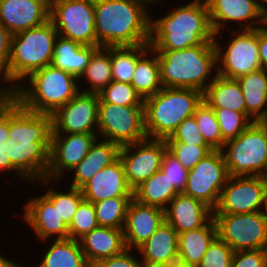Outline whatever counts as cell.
<instances>
[{
  "label": "cell",
  "instance_id": "obj_1",
  "mask_svg": "<svg viewBox=\"0 0 267 267\" xmlns=\"http://www.w3.org/2000/svg\"><path fill=\"white\" fill-rule=\"evenodd\" d=\"M152 0H94L97 47L150 43Z\"/></svg>",
  "mask_w": 267,
  "mask_h": 267
},
{
  "label": "cell",
  "instance_id": "obj_2",
  "mask_svg": "<svg viewBox=\"0 0 267 267\" xmlns=\"http://www.w3.org/2000/svg\"><path fill=\"white\" fill-rule=\"evenodd\" d=\"M214 43L205 0H193L150 23V47L154 50H182Z\"/></svg>",
  "mask_w": 267,
  "mask_h": 267
},
{
  "label": "cell",
  "instance_id": "obj_3",
  "mask_svg": "<svg viewBox=\"0 0 267 267\" xmlns=\"http://www.w3.org/2000/svg\"><path fill=\"white\" fill-rule=\"evenodd\" d=\"M57 36V31L50 20L41 26L12 35L8 65L0 74V81L11 86L3 87L8 94L23 82L27 83L26 79L33 72L51 64Z\"/></svg>",
  "mask_w": 267,
  "mask_h": 267
},
{
  "label": "cell",
  "instance_id": "obj_4",
  "mask_svg": "<svg viewBox=\"0 0 267 267\" xmlns=\"http://www.w3.org/2000/svg\"><path fill=\"white\" fill-rule=\"evenodd\" d=\"M155 51L162 87L192 88L204 93L216 76L211 73L217 69L214 43H203L182 50Z\"/></svg>",
  "mask_w": 267,
  "mask_h": 267
},
{
  "label": "cell",
  "instance_id": "obj_5",
  "mask_svg": "<svg viewBox=\"0 0 267 267\" xmlns=\"http://www.w3.org/2000/svg\"><path fill=\"white\" fill-rule=\"evenodd\" d=\"M203 92L192 88L163 87L144 99L145 132L148 139L166 140L179 124L193 116Z\"/></svg>",
  "mask_w": 267,
  "mask_h": 267
},
{
  "label": "cell",
  "instance_id": "obj_6",
  "mask_svg": "<svg viewBox=\"0 0 267 267\" xmlns=\"http://www.w3.org/2000/svg\"><path fill=\"white\" fill-rule=\"evenodd\" d=\"M27 80V88L23 83L10 95L32 112L52 115L80 92L78 79L52 64L33 72Z\"/></svg>",
  "mask_w": 267,
  "mask_h": 267
},
{
  "label": "cell",
  "instance_id": "obj_7",
  "mask_svg": "<svg viewBox=\"0 0 267 267\" xmlns=\"http://www.w3.org/2000/svg\"><path fill=\"white\" fill-rule=\"evenodd\" d=\"M221 151L230 176L267 177V123L253 122Z\"/></svg>",
  "mask_w": 267,
  "mask_h": 267
},
{
  "label": "cell",
  "instance_id": "obj_8",
  "mask_svg": "<svg viewBox=\"0 0 267 267\" xmlns=\"http://www.w3.org/2000/svg\"><path fill=\"white\" fill-rule=\"evenodd\" d=\"M49 20L59 36L97 47L94 0H51Z\"/></svg>",
  "mask_w": 267,
  "mask_h": 267
},
{
  "label": "cell",
  "instance_id": "obj_9",
  "mask_svg": "<svg viewBox=\"0 0 267 267\" xmlns=\"http://www.w3.org/2000/svg\"><path fill=\"white\" fill-rule=\"evenodd\" d=\"M234 32L236 36L231 32L233 37L225 48L214 38L217 62L215 73L228 79H238L262 68L259 59L258 28Z\"/></svg>",
  "mask_w": 267,
  "mask_h": 267
},
{
  "label": "cell",
  "instance_id": "obj_10",
  "mask_svg": "<svg viewBox=\"0 0 267 267\" xmlns=\"http://www.w3.org/2000/svg\"><path fill=\"white\" fill-rule=\"evenodd\" d=\"M98 137L119 146L147 139L144 106H120L99 103Z\"/></svg>",
  "mask_w": 267,
  "mask_h": 267
},
{
  "label": "cell",
  "instance_id": "obj_11",
  "mask_svg": "<svg viewBox=\"0 0 267 267\" xmlns=\"http://www.w3.org/2000/svg\"><path fill=\"white\" fill-rule=\"evenodd\" d=\"M217 237L234 252L267 249V220L261 212L213 214Z\"/></svg>",
  "mask_w": 267,
  "mask_h": 267
},
{
  "label": "cell",
  "instance_id": "obj_12",
  "mask_svg": "<svg viewBox=\"0 0 267 267\" xmlns=\"http://www.w3.org/2000/svg\"><path fill=\"white\" fill-rule=\"evenodd\" d=\"M230 177L221 150H213L188 172L182 193L197 199L212 210L216 208L221 190Z\"/></svg>",
  "mask_w": 267,
  "mask_h": 267
},
{
  "label": "cell",
  "instance_id": "obj_13",
  "mask_svg": "<svg viewBox=\"0 0 267 267\" xmlns=\"http://www.w3.org/2000/svg\"><path fill=\"white\" fill-rule=\"evenodd\" d=\"M97 139L98 134L90 133L51 134L49 169L46 177L38 182L44 187L58 182L65 171H72L87 156Z\"/></svg>",
  "mask_w": 267,
  "mask_h": 267
},
{
  "label": "cell",
  "instance_id": "obj_14",
  "mask_svg": "<svg viewBox=\"0 0 267 267\" xmlns=\"http://www.w3.org/2000/svg\"><path fill=\"white\" fill-rule=\"evenodd\" d=\"M166 150V140L148 138L120 146L119 158L124 166L127 183L132 190L160 171Z\"/></svg>",
  "mask_w": 267,
  "mask_h": 267
},
{
  "label": "cell",
  "instance_id": "obj_15",
  "mask_svg": "<svg viewBox=\"0 0 267 267\" xmlns=\"http://www.w3.org/2000/svg\"><path fill=\"white\" fill-rule=\"evenodd\" d=\"M99 97L79 92L52 115V134H98Z\"/></svg>",
  "mask_w": 267,
  "mask_h": 267
},
{
  "label": "cell",
  "instance_id": "obj_16",
  "mask_svg": "<svg viewBox=\"0 0 267 267\" xmlns=\"http://www.w3.org/2000/svg\"><path fill=\"white\" fill-rule=\"evenodd\" d=\"M267 188L265 176H230L221 190L213 214H240L259 212Z\"/></svg>",
  "mask_w": 267,
  "mask_h": 267
},
{
  "label": "cell",
  "instance_id": "obj_17",
  "mask_svg": "<svg viewBox=\"0 0 267 267\" xmlns=\"http://www.w3.org/2000/svg\"><path fill=\"white\" fill-rule=\"evenodd\" d=\"M205 1L214 38L221 37L220 31L224 29V23L237 21L240 30L257 29L267 23V11L256 0Z\"/></svg>",
  "mask_w": 267,
  "mask_h": 267
},
{
  "label": "cell",
  "instance_id": "obj_18",
  "mask_svg": "<svg viewBox=\"0 0 267 267\" xmlns=\"http://www.w3.org/2000/svg\"><path fill=\"white\" fill-rule=\"evenodd\" d=\"M6 155L12 163V171L26 182L44 179L50 164L51 143H19L8 138ZM20 176V177H19Z\"/></svg>",
  "mask_w": 267,
  "mask_h": 267
},
{
  "label": "cell",
  "instance_id": "obj_19",
  "mask_svg": "<svg viewBox=\"0 0 267 267\" xmlns=\"http://www.w3.org/2000/svg\"><path fill=\"white\" fill-rule=\"evenodd\" d=\"M52 117L25 109L10 95L9 138L19 143H51Z\"/></svg>",
  "mask_w": 267,
  "mask_h": 267
},
{
  "label": "cell",
  "instance_id": "obj_20",
  "mask_svg": "<svg viewBox=\"0 0 267 267\" xmlns=\"http://www.w3.org/2000/svg\"><path fill=\"white\" fill-rule=\"evenodd\" d=\"M49 13L48 0H0V22L12 35L45 24Z\"/></svg>",
  "mask_w": 267,
  "mask_h": 267
},
{
  "label": "cell",
  "instance_id": "obj_21",
  "mask_svg": "<svg viewBox=\"0 0 267 267\" xmlns=\"http://www.w3.org/2000/svg\"><path fill=\"white\" fill-rule=\"evenodd\" d=\"M165 221L163 208L139 203L132 199L126 214L123 228L127 249H138Z\"/></svg>",
  "mask_w": 267,
  "mask_h": 267
},
{
  "label": "cell",
  "instance_id": "obj_22",
  "mask_svg": "<svg viewBox=\"0 0 267 267\" xmlns=\"http://www.w3.org/2000/svg\"><path fill=\"white\" fill-rule=\"evenodd\" d=\"M22 219L33 229L38 239L46 241L69 238L68 226L58 213L57 207L43 194L31 198L24 205Z\"/></svg>",
  "mask_w": 267,
  "mask_h": 267
},
{
  "label": "cell",
  "instance_id": "obj_23",
  "mask_svg": "<svg viewBox=\"0 0 267 267\" xmlns=\"http://www.w3.org/2000/svg\"><path fill=\"white\" fill-rule=\"evenodd\" d=\"M81 191L84 200L92 203L119 196H133L120 158L97 172Z\"/></svg>",
  "mask_w": 267,
  "mask_h": 267
},
{
  "label": "cell",
  "instance_id": "obj_24",
  "mask_svg": "<svg viewBox=\"0 0 267 267\" xmlns=\"http://www.w3.org/2000/svg\"><path fill=\"white\" fill-rule=\"evenodd\" d=\"M165 210V221L177 233L205 226L213 218V210L203 202L184 193H178Z\"/></svg>",
  "mask_w": 267,
  "mask_h": 267
},
{
  "label": "cell",
  "instance_id": "obj_25",
  "mask_svg": "<svg viewBox=\"0 0 267 267\" xmlns=\"http://www.w3.org/2000/svg\"><path fill=\"white\" fill-rule=\"evenodd\" d=\"M136 252L144 267L168 266L178 260V233L164 221Z\"/></svg>",
  "mask_w": 267,
  "mask_h": 267
},
{
  "label": "cell",
  "instance_id": "obj_26",
  "mask_svg": "<svg viewBox=\"0 0 267 267\" xmlns=\"http://www.w3.org/2000/svg\"><path fill=\"white\" fill-rule=\"evenodd\" d=\"M81 249L92 267L98 261L121 254L126 248L123 229L98 226L79 239Z\"/></svg>",
  "mask_w": 267,
  "mask_h": 267
},
{
  "label": "cell",
  "instance_id": "obj_27",
  "mask_svg": "<svg viewBox=\"0 0 267 267\" xmlns=\"http://www.w3.org/2000/svg\"><path fill=\"white\" fill-rule=\"evenodd\" d=\"M119 150L117 143L97 139L87 156L71 171L74 177L69 186L81 189L97 172L119 158Z\"/></svg>",
  "mask_w": 267,
  "mask_h": 267
},
{
  "label": "cell",
  "instance_id": "obj_28",
  "mask_svg": "<svg viewBox=\"0 0 267 267\" xmlns=\"http://www.w3.org/2000/svg\"><path fill=\"white\" fill-rule=\"evenodd\" d=\"M99 47L84 46L76 41L57 36L54 45V55L51 64L78 80L84 74L92 54Z\"/></svg>",
  "mask_w": 267,
  "mask_h": 267
},
{
  "label": "cell",
  "instance_id": "obj_29",
  "mask_svg": "<svg viewBox=\"0 0 267 267\" xmlns=\"http://www.w3.org/2000/svg\"><path fill=\"white\" fill-rule=\"evenodd\" d=\"M245 99V113L253 122L267 119V71L259 69L237 79Z\"/></svg>",
  "mask_w": 267,
  "mask_h": 267
},
{
  "label": "cell",
  "instance_id": "obj_30",
  "mask_svg": "<svg viewBox=\"0 0 267 267\" xmlns=\"http://www.w3.org/2000/svg\"><path fill=\"white\" fill-rule=\"evenodd\" d=\"M203 100L212 109H228L245 113V99L237 79L216 74L203 93Z\"/></svg>",
  "mask_w": 267,
  "mask_h": 267
},
{
  "label": "cell",
  "instance_id": "obj_31",
  "mask_svg": "<svg viewBox=\"0 0 267 267\" xmlns=\"http://www.w3.org/2000/svg\"><path fill=\"white\" fill-rule=\"evenodd\" d=\"M217 237L212 218L205 226L178 234V260L197 266L210 244Z\"/></svg>",
  "mask_w": 267,
  "mask_h": 267
},
{
  "label": "cell",
  "instance_id": "obj_32",
  "mask_svg": "<svg viewBox=\"0 0 267 267\" xmlns=\"http://www.w3.org/2000/svg\"><path fill=\"white\" fill-rule=\"evenodd\" d=\"M131 85L143 99L155 95L163 88L160 80V65L157 52L153 48L150 47L136 61Z\"/></svg>",
  "mask_w": 267,
  "mask_h": 267
},
{
  "label": "cell",
  "instance_id": "obj_33",
  "mask_svg": "<svg viewBox=\"0 0 267 267\" xmlns=\"http://www.w3.org/2000/svg\"><path fill=\"white\" fill-rule=\"evenodd\" d=\"M37 267H91L81 249L79 240L57 239L50 243Z\"/></svg>",
  "mask_w": 267,
  "mask_h": 267
},
{
  "label": "cell",
  "instance_id": "obj_34",
  "mask_svg": "<svg viewBox=\"0 0 267 267\" xmlns=\"http://www.w3.org/2000/svg\"><path fill=\"white\" fill-rule=\"evenodd\" d=\"M178 193L160 170L133 190V199L165 209Z\"/></svg>",
  "mask_w": 267,
  "mask_h": 267
},
{
  "label": "cell",
  "instance_id": "obj_35",
  "mask_svg": "<svg viewBox=\"0 0 267 267\" xmlns=\"http://www.w3.org/2000/svg\"><path fill=\"white\" fill-rule=\"evenodd\" d=\"M85 78L90 84L89 89H84L81 92L99 93L111 81V47H100L91 56L88 66L84 74L79 80Z\"/></svg>",
  "mask_w": 267,
  "mask_h": 267
},
{
  "label": "cell",
  "instance_id": "obj_36",
  "mask_svg": "<svg viewBox=\"0 0 267 267\" xmlns=\"http://www.w3.org/2000/svg\"><path fill=\"white\" fill-rule=\"evenodd\" d=\"M149 48V44L111 47V71L113 80L131 84L136 61Z\"/></svg>",
  "mask_w": 267,
  "mask_h": 267
},
{
  "label": "cell",
  "instance_id": "obj_37",
  "mask_svg": "<svg viewBox=\"0 0 267 267\" xmlns=\"http://www.w3.org/2000/svg\"><path fill=\"white\" fill-rule=\"evenodd\" d=\"M133 196H119L94 202L99 226L123 229L128 206Z\"/></svg>",
  "mask_w": 267,
  "mask_h": 267
},
{
  "label": "cell",
  "instance_id": "obj_38",
  "mask_svg": "<svg viewBox=\"0 0 267 267\" xmlns=\"http://www.w3.org/2000/svg\"><path fill=\"white\" fill-rule=\"evenodd\" d=\"M205 142L213 150H221L225 141L222 139L220 127L214 110L204 101L197 106L194 114Z\"/></svg>",
  "mask_w": 267,
  "mask_h": 267
},
{
  "label": "cell",
  "instance_id": "obj_39",
  "mask_svg": "<svg viewBox=\"0 0 267 267\" xmlns=\"http://www.w3.org/2000/svg\"><path fill=\"white\" fill-rule=\"evenodd\" d=\"M99 103H111L120 106H144V99L128 83L111 81L99 93Z\"/></svg>",
  "mask_w": 267,
  "mask_h": 267
},
{
  "label": "cell",
  "instance_id": "obj_40",
  "mask_svg": "<svg viewBox=\"0 0 267 267\" xmlns=\"http://www.w3.org/2000/svg\"><path fill=\"white\" fill-rule=\"evenodd\" d=\"M44 195L57 207L60 217L67 226L72 221L79 204L84 200L81 189L72 186L66 192H58L51 187Z\"/></svg>",
  "mask_w": 267,
  "mask_h": 267
},
{
  "label": "cell",
  "instance_id": "obj_41",
  "mask_svg": "<svg viewBox=\"0 0 267 267\" xmlns=\"http://www.w3.org/2000/svg\"><path fill=\"white\" fill-rule=\"evenodd\" d=\"M220 127L222 139L237 138L253 121L246 113L228 109H213Z\"/></svg>",
  "mask_w": 267,
  "mask_h": 267
},
{
  "label": "cell",
  "instance_id": "obj_42",
  "mask_svg": "<svg viewBox=\"0 0 267 267\" xmlns=\"http://www.w3.org/2000/svg\"><path fill=\"white\" fill-rule=\"evenodd\" d=\"M98 226L93 203L83 200L79 204L68 226L69 238L79 240L86 233L91 232Z\"/></svg>",
  "mask_w": 267,
  "mask_h": 267
},
{
  "label": "cell",
  "instance_id": "obj_43",
  "mask_svg": "<svg viewBox=\"0 0 267 267\" xmlns=\"http://www.w3.org/2000/svg\"><path fill=\"white\" fill-rule=\"evenodd\" d=\"M166 146L167 151L187 170L192 169L213 151L210 146L184 145L181 143H166Z\"/></svg>",
  "mask_w": 267,
  "mask_h": 267
},
{
  "label": "cell",
  "instance_id": "obj_44",
  "mask_svg": "<svg viewBox=\"0 0 267 267\" xmlns=\"http://www.w3.org/2000/svg\"><path fill=\"white\" fill-rule=\"evenodd\" d=\"M234 251L216 237L208 247L197 267H231Z\"/></svg>",
  "mask_w": 267,
  "mask_h": 267
},
{
  "label": "cell",
  "instance_id": "obj_45",
  "mask_svg": "<svg viewBox=\"0 0 267 267\" xmlns=\"http://www.w3.org/2000/svg\"><path fill=\"white\" fill-rule=\"evenodd\" d=\"M166 143L209 146L205 142L194 116L184 119L173 132V134L166 139Z\"/></svg>",
  "mask_w": 267,
  "mask_h": 267
},
{
  "label": "cell",
  "instance_id": "obj_46",
  "mask_svg": "<svg viewBox=\"0 0 267 267\" xmlns=\"http://www.w3.org/2000/svg\"><path fill=\"white\" fill-rule=\"evenodd\" d=\"M10 128V94L0 102V173L12 171V163L6 155Z\"/></svg>",
  "mask_w": 267,
  "mask_h": 267
},
{
  "label": "cell",
  "instance_id": "obj_47",
  "mask_svg": "<svg viewBox=\"0 0 267 267\" xmlns=\"http://www.w3.org/2000/svg\"><path fill=\"white\" fill-rule=\"evenodd\" d=\"M160 170L179 193L184 191L189 170L184 168L167 150L163 155Z\"/></svg>",
  "mask_w": 267,
  "mask_h": 267
},
{
  "label": "cell",
  "instance_id": "obj_48",
  "mask_svg": "<svg viewBox=\"0 0 267 267\" xmlns=\"http://www.w3.org/2000/svg\"><path fill=\"white\" fill-rule=\"evenodd\" d=\"M231 267H267V249L236 251Z\"/></svg>",
  "mask_w": 267,
  "mask_h": 267
},
{
  "label": "cell",
  "instance_id": "obj_49",
  "mask_svg": "<svg viewBox=\"0 0 267 267\" xmlns=\"http://www.w3.org/2000/svg\"><path fill=\"white\" fill-rule=\"evenodd\" d=\"M132 249H125L121 254L98 261L92 267H144L140 260L133 256Z\"/></svg>",
  "mask_w": 267,
  "mask_h": 267
},
{
  "label": "cell",
  "instance_id": "obj_50",
  "mask_svg": "<svg viewBox=\"0 0 267 267\" xmlns=\"http://www.w3.org/2000/svg\"><path fill=\"white\" fill-rule=\"evenodd\" d=\"M12 34L0 22V74L7 68Z\"/></svg>",
  "mask_w": 267,
  "mask_h": 267
},
{
  "label": "cell",
  "instance_id": "obj_51",
  "mask_svg": "<svg viewBox=\"0 0 267 267\" xmlns=\"http://www.w3.org/2000/svg\"><path fill=\"white\" fill-rule=\"evenodd\" d=\"M258 46L262 69L267 71V23L258 28Z\"/></svg>",
  "mask_w": 267,
  "mask_h": 267
},
{
  "label": "cell",
  "instance_id": "obj_52",
  "mask_svg": "<svg viewBox=\"0 0 267 267\" xmlns=\"http://www.w3.org/2000/svg\"><path fill=\"white\" fill-rule=\"evenodd\" d=\"M19 264L0 255V267H17Z\"/></svg>",
  "mask_w": 267,
  "mask_h": 267
},
{
  "label": "cell",
  "instance_id": "obj_53",
  "mask_svg": "<svg viewBox=\"0 0 267 267\" xmlns=\"http://www.w3.org/2000/svg\"><path fill=\"white\" fill-rule=\"evenodd\" d=\"M260 212L264 216V218L267 220V188L265 189V192L263 195L262 206H261Z\"/></svg>",
  "mask_w": 267,
  "mask_h": 267
},
{
  "label": "cell",
  "instance_id": "obj_54",
  "mask_svg": "<svg viewBox=\"0 0 267 267\" xmlns=\"http://www.w3.org/2000/svg\"><path fill=\"white\" fill-rule=\"evenodd\" d=\"M167 267H197V266L191 265V264H187V263H183L180 260H177V261L172 262Z\"/></svg>",
  "mask_w": 267,
  "mask_h": 267
},
{
  "label": "cell",
  "instance_id": "obj_55",
  "mask_svg": "<svg viewBox=\"0 0 267 267\" xmlns=\"http://www.w3.org/2000/svg\"><path fill=\"white\" fill-rule=\"evenodd\" d=\"M267 11V0H256Z\"/></svg>",
  "mask_w": 267,
  "mask_h": 267
},
{
  "label": "cell",
  "instance_id": "obj_56",
  "mask_svg": "<svg viewBox=\"0 0 267 267\" xmlns=\"http://www.w3.org/2000/svg\"><path fill=\"white\" fill-rule=\"evenodd\" d=\"M8 95L5 90H0V102Z\"/></svg>",
  "mask_w": 267,
  "mask_h": 267
},
{
  "label": "cell",
  "instance_id": "obj_57",
  "mask_svg": "<svg viewBox=\"0 0 267 267\" xmlns=\"http://www.w3.org/2000/svg\"><path fill=\"white\" fill-rule=\"evenodd\" d=\"M153 1V3H155V4H159V3H161V2H164V1H162V0H152Z\"/></svg>",
  "mask_w": 267,
  "mask_h": 267
}]
</instances>
